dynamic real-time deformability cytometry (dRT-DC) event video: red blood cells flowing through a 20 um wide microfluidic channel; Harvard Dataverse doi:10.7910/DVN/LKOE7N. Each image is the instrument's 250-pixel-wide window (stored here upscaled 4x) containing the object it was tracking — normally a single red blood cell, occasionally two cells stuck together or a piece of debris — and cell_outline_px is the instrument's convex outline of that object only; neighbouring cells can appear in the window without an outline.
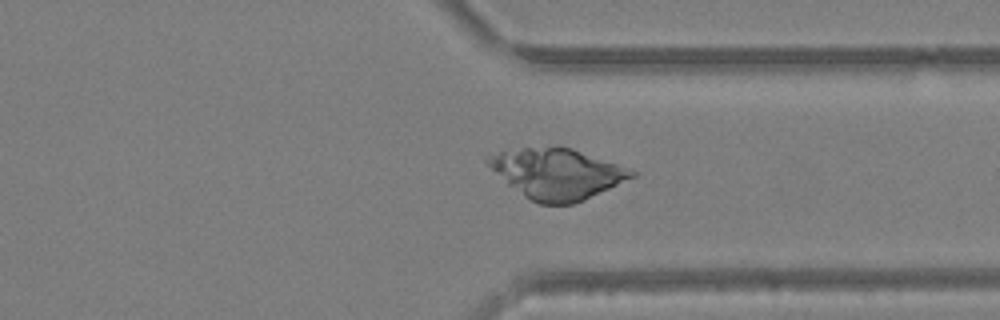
{"species": "Egyptian fruit bat (a non-hibernating species)", "species_latin": "Rousettus aegyptiacus", "temperature_condition": "warm", "stored_images_in_passage": 49, "camera_frame_rate_fps": 3000, "um_per_image_px": 0.085, "animal": {"sex": "female"}, "frame": {"image": 1, "passage_image": 38, "time_ms": 12.333, "image_size_px": [1000, 320], "cell_outline_px": [[640, 172], [636, 176], [584, 200], [572, 204], [540, 204], [524, 196], [508, 184], [484, 160], [500, 152], [520, 148], [572, 148], [632, 168]], "centroid_in_image_um": [47.44, 14.77], "position_along_channel_um": 364.0, "area_um2": 41.62}}